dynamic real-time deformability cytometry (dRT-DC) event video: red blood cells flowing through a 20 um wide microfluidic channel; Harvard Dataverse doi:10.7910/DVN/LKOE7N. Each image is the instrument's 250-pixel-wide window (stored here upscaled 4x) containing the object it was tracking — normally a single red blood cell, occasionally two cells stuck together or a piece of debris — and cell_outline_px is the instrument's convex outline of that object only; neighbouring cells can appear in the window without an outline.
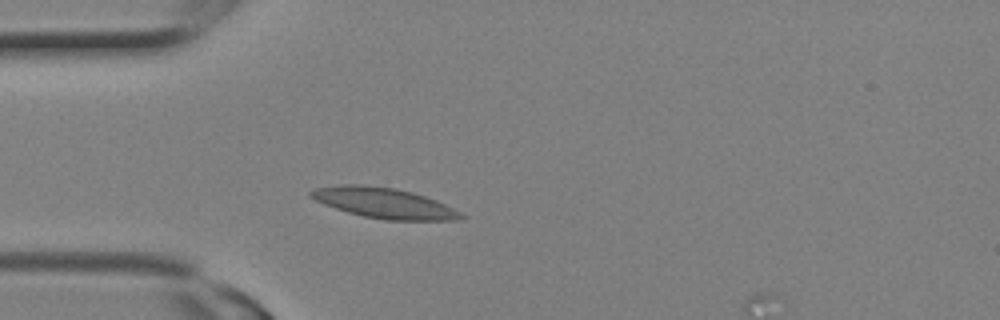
{"species": "Egyptian fruit bat (a non-hibernating species)", "species_latin": "Rousettus aegyptiacus", "temperature_condition": "room temperature", "stored_images_in_passage": 4, "camera_frame_rate_fps": 3000, "um_per_image_px": 0.085, "animal": {"sex": "female"}, "frame": {"image": 1, "passage_image": 3, "time_ms": 0.667, "image_size_px": [1000, 320], "cell_outline_px": [[468, 216], [460, 220], [384, 220], [364, 216], [348, 212], [324, 204], [308, 196], [308, 192], [316, 188], [344, 184], [360, 184], [396, 188], [412, 192], [436, 200]], "centroid_in_image_um": [32.65, 17.25], "position_along_channel_um": 52.3, "area_um2": 26.53}}